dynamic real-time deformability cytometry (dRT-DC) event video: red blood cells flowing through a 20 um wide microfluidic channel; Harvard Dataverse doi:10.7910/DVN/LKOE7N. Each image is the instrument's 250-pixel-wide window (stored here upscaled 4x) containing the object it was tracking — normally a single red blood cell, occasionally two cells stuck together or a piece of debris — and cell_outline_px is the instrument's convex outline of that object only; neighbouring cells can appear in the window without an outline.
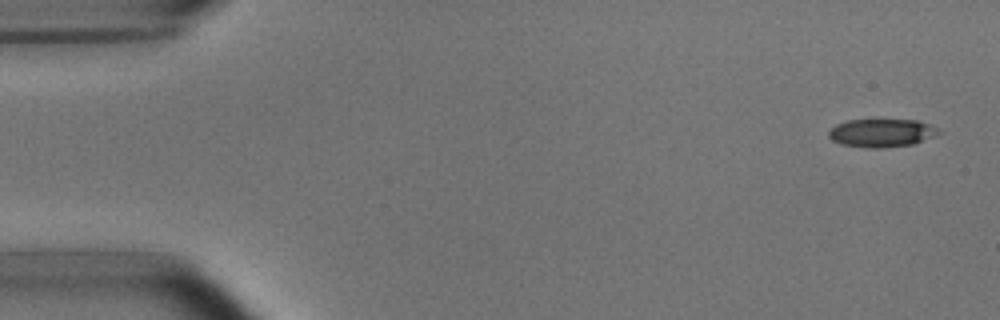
{"species": "common noctule bat (a hibernating species)", "species_latin": "Nyctalus noctula", "temperature_condition": "room temperature", "stored_images_in_passage": 6, "camera_frame_rate_fps": 3000, "um_per_image_px": 0.085, "animal": {"sex": "male", "body_mass_g": 15.6}, "frame": {"image": 1, "passage_image": 1, "time_ms": 0.0, "image_size_px": [1000, 320], "cell_outline_px": [[940, 132], [932, 136], [912, 144], [880, 148], [868, 148], [840, 144], [832, 140], [828, 136], [828, 132], [836, 124], [848, 120], [916, 120], [928, 124], [936, 128]], "centroid_in_image_um": [74.87, 11.3], "position_along_channel_um": 10.1, "area_um2": 17.74}}
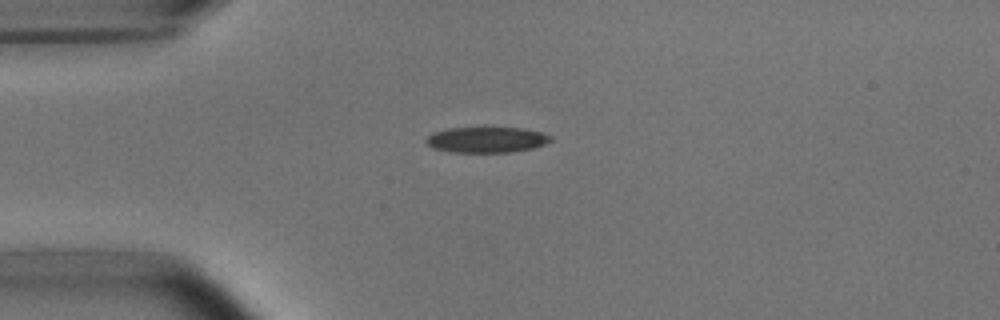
{"frame": {"image": 2, "passage_image": 4, "time_ms": 3.667, "image_size_px": [1000, 320], "cell_outline_px": [[556, 140], [532, 148], [512, 152], [448, 152], [432, 148], [424, 140], [432, 132], [448, 128], [484, 124], [520, 128], [540, 132], [552, 136]], "centroid_in_image_um": [41.34, 11.82], "position_along_channel_um": 43.7, "area_um2": 19.77}}